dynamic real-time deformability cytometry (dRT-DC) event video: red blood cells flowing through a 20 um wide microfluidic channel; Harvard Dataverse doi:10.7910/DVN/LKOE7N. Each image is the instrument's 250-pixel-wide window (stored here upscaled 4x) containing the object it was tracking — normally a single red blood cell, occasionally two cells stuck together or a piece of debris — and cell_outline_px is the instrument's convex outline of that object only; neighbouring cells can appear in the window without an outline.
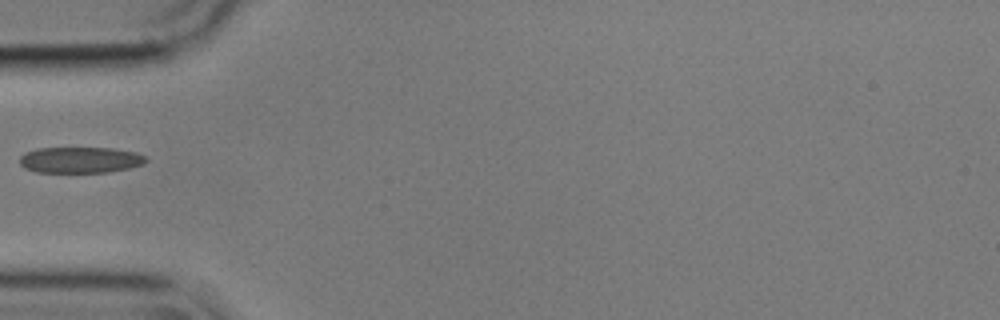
{"species": "common noctule bat (a hibernating species)", "species_latin": "Nyctalus noctula", "temperature_condition": "cold", "stored_images_in_passage": 39, "camera_frame_rate_fps": 3000, "um_per_image_px": 0.085, "animal": {"sex": "male", "body_mass_g": 17.9}, "frame": {"image": 1, "passage_image": 1, "time_ms": 0.0, "image_size_px": [1000, 320], "cell_outline_px": [[148, 160], [144, 164], [128, 168], [108, 172], [36, 172], [24, 168], [20, 164], [20, 156], [24, 152], [36, 148], [112, 148], [136, 152], [144, 156]], "centroid_in_image_um": [6.8, 13.59], "position_along_channel_um": 78.2, "area_um2": 19.25}}
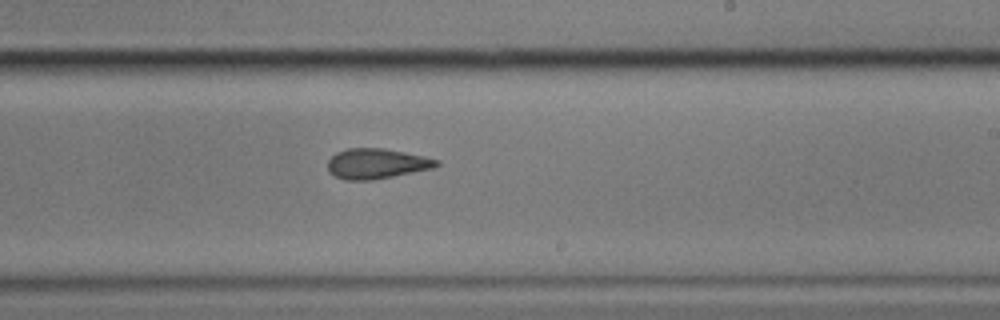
{"frame": {"image": 2, "passage_image": 16, "time_ms": 5.0, "image_size_px": [1000, 320], "cell_outline_px": [[440, 164], [432, 168], [372, 180], [344, 180], [328, 172], [328, 160], [336, 152], [348, 148], [384, 148], [424, 156], [440, 160]], "centroid_in_image_um": [31.99, 13.9], "position_along_channel_um": 257.0, "area_um2": 19.07}}
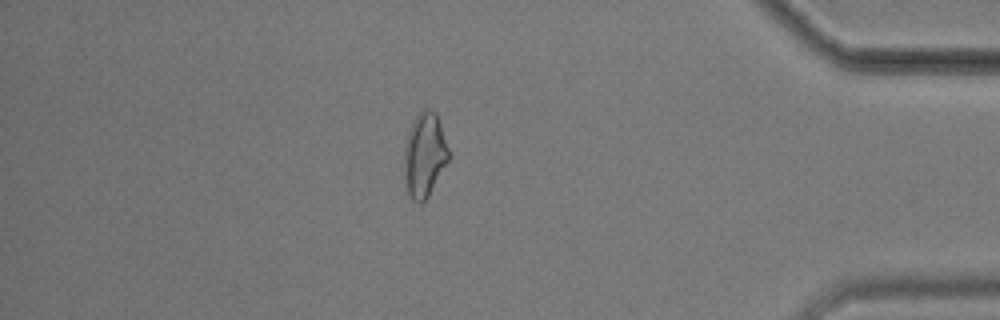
{"frame": {"image": 3, "passage_image": 31, "time_ms": 10.0, "image_size_px": [1000, 320], "cell_outline_px": [[448, 160], [428, 196], [420, 204], [412, 200], [404, 184], [404, 144], [408, 132], [416, 116], [424, 108], [428, 108], [436, 112], [448, 148]], "centroid_in_image_um": [36.05, 13.18], "position_along_channel_um": 399.2, "area_um2": 21.68}}